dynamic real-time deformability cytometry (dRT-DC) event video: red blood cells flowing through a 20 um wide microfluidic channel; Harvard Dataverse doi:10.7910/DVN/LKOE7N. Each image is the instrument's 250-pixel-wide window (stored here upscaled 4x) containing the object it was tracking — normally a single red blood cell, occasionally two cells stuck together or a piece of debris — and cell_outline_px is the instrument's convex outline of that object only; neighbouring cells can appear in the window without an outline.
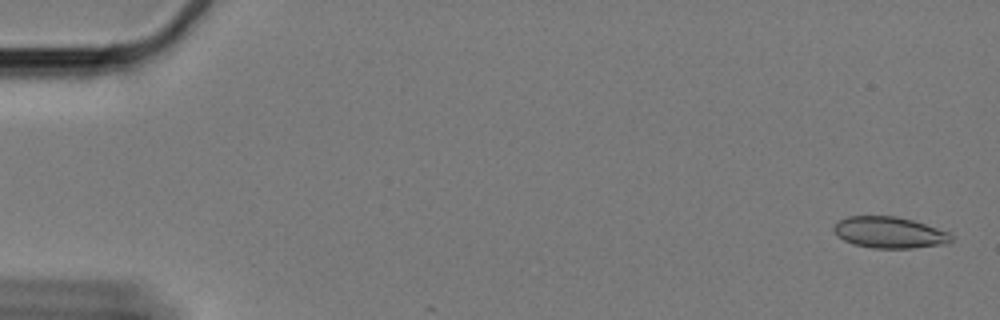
{"species": "Egyptian fruit bat (a non-hibernating species)", "species_latin": "Rousettus aegyptiacus", "temperature_condition": "cold", "stored_images_in_passage": 5, "camera_frame_rate_fps": 3000, "um_per_image_px": 0.085, "animal": {"sex": "female"}, "frame": {"image": 1, "passage_image": 2, "time_ms": 0.333, "image_size_px": [1000, 320], "cell_outline_px": [[952, 240], [948, 244], [912, 248], [872, 248], [852, 244], [844, 240], [832, 228], [840, 220], [848, 216], [896, 216], [912, 220], [948, 232], [952, 236]], "centroid_in_image_um": [75.62, 19.77], "position_along_channel_um": 9.4, "area_um2": 21.27}}